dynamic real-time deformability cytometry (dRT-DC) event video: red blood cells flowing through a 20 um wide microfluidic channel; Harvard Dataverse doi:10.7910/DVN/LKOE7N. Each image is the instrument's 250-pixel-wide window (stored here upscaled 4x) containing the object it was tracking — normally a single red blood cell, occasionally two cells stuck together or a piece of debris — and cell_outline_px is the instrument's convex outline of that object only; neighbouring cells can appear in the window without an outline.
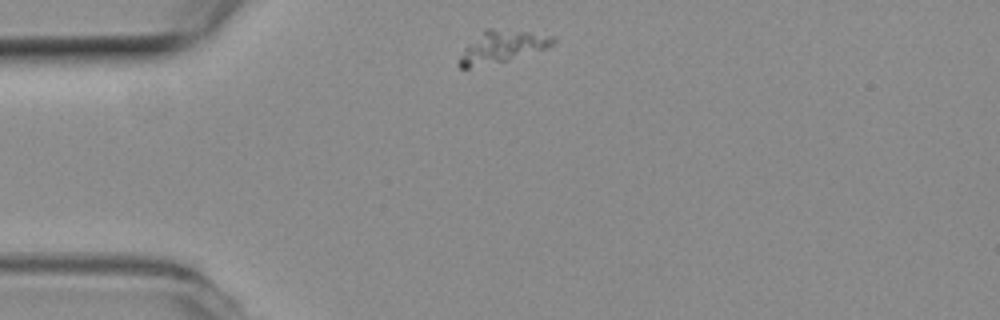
{"species": "common noctule bat (a hibernating species)", "species_latin": "Nyctalus noctula", "temperature_condition": "room temperature", "stored_images_in_passage": 4, "camera_frame_rate_fps": 3000, "um_per_image_px": 0.085, "animal": {"sex": "female", "body_mass_g": 19.3, "forearm_length_mm": 54.1}, "frame": {"image": 1, "passage_image": 1, "time_ms": 0.0, "image_size_px": [1000, 320], "cell_outline_px": [[556, 40], [552, 44], [544, 48], [504, 60], [468, 68], [460, 68], [456, 64], [464, 48], [484, 28], [492, 28], [528, 32], [556, 36]], "centroid_in_image_um": [42.6, 3.94], "position_along_channel_um": 42.4, "area_um2": 16.94}}
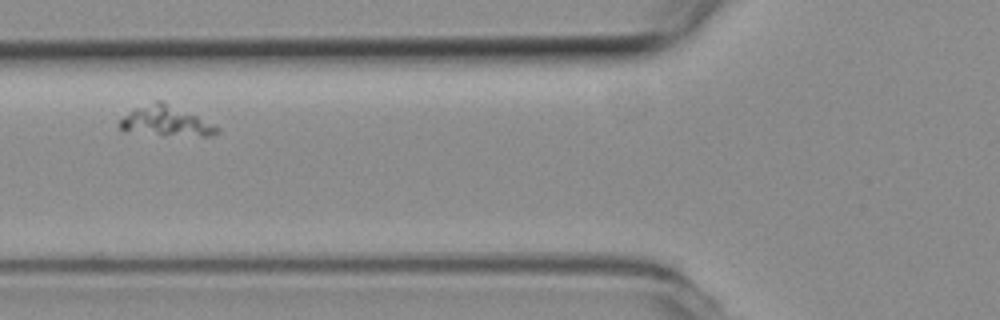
{"frame": {"image": 2, "passage_image": 3, "time_ms": 0.667, "image_size_px": [1000, 320], "cell_outline_px": [[220, 132], [212, 136], [164, 136], [124, 132], [116, 124], [124, 116], [136, 108], [156, 100], [164, 100], [216, 124], [220, 128]], "centroid_in_image_um": [14.13, 10.32], "position_along_channel_um": 111.7, "area_um2": 17.86}}
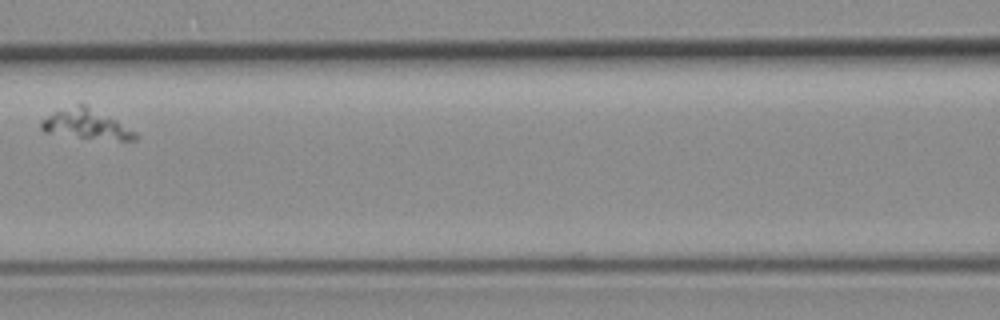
{"frame": {"image": 3, "passage_image": 4, "time_ms": 1.0, "image_size_px": [1000, 320], "cell_outline_px": [[140, 136], [136, 140], [120, 140], [80, 136], [44, 132], [40, 128], [40, 120], [56, 112], [76, 104], [84, 104], [116, 120], [136, 132]], "centroid_in_image_um": [7.35, 10.56], "position_along_channel_um": 159.3, "area_um2": 15.66}}